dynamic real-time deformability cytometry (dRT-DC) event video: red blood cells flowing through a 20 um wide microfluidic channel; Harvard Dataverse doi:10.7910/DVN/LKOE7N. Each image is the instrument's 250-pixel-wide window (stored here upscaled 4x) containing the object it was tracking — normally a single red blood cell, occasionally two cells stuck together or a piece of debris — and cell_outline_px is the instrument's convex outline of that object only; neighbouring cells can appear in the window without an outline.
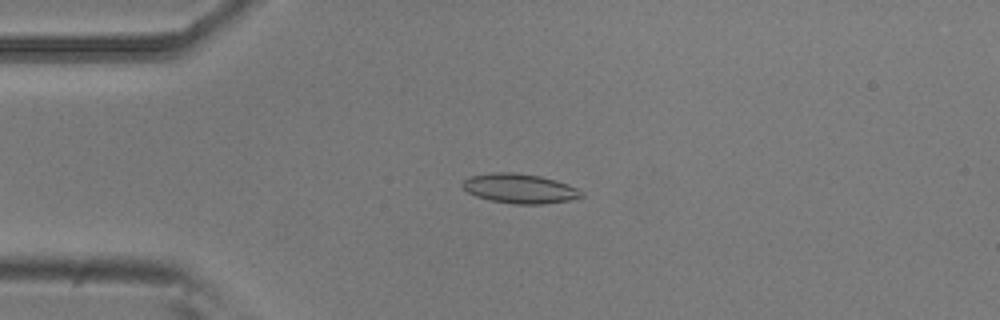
{"species": "common noctule bat (a hibernating species)", "species_latin": "Nyctalus noctula", "temperature_condition": "room temperature", "stored_images_in_passage": 49, "camera_frame_rate_fps": 3000, "um_per_image_px": 0.085, "animal": {"sex": "male", "body_mass_g": 20.5, "forearm_length_mm": 52.5}, "frame": {"image": 1, "passage_image": 8, "time_ms": 2.333, "image_size_px": [1000, 320], "cell_outline_px": [[584, 196], [568, 200], [544, 204], [512, 204], [488, 200], [476, 196], [468, 192], [460, 184], [464, 180], [472, 176], [492, 172], [512, 172], [540, 176], [556, 180], [568, 184], [584, 192]], "centroid_in_image_um": [44.17, 16.03], "position_along_channel_um": 40.8, "area_um2": 20.52}}
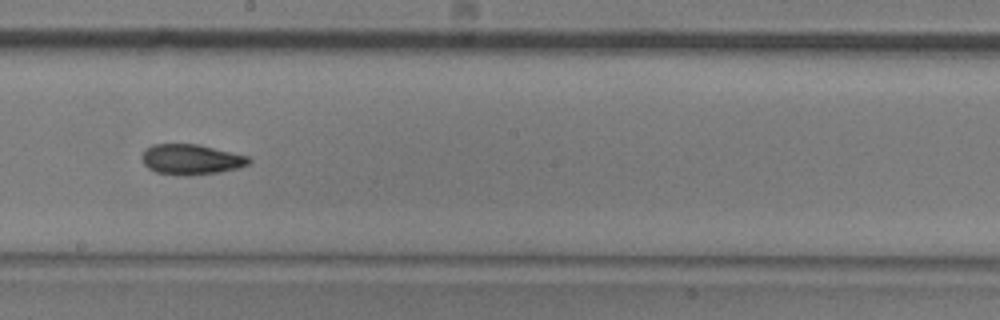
{"frame": {"image": 2, "passage_image": 25, "time_ms": 8.0, "image_size_px": [1000, 320], "cell_outline_px": [[252, 160], [248, 164], [240, 168], [220, 172], [188, 176], [184, 176], [156, 172], [148, 168], [144, 164], [140, 156], [144, 148], [152, 144], [196, 144], [232, 152], [248, 156]], "centroid_in_image_um": [16.22, 13.55], "position_along_channel_um": 232.0, "area_um2": 19.13}}
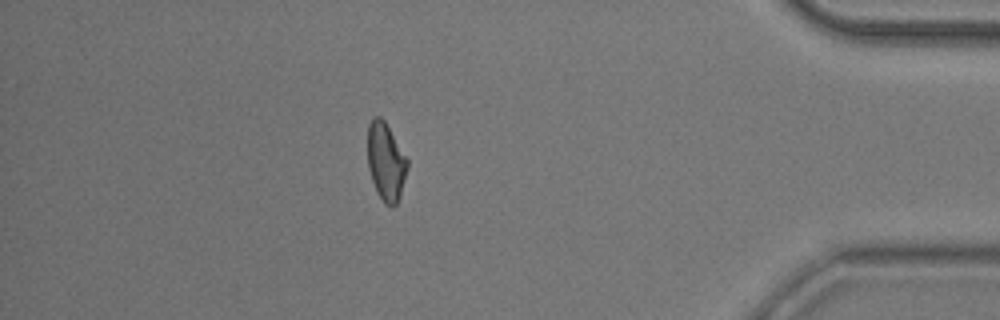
{"frame": {"image": 3, "passage_image": 42, "time_ms": 13.667, "image_size_px": [1000, 320], "cell_outline_px": [[408, 168], [400, 196], [396, 204], [392, 208], [384, 204], [376, 192], [368, 168], [368, 124], [372, 116], [380, 116], [384, 120], [408, 160]], "centroid_in_image_um": [32.79, 13.76], "position_along_channel_um": 402.4, "area_um2": 18.15}, "authors_computed_cell_mechanics": {"area_um2": 18.7272, "velocity_mm_per_s": 3.7687, "shape_relaxation_time_tau1_ms": 5.2377, "shape_relaxation_time_tau2_ms": 4.0742, "deformation_change_tau1": 0.1561, "deformation_change_tau2": 0.1061}}